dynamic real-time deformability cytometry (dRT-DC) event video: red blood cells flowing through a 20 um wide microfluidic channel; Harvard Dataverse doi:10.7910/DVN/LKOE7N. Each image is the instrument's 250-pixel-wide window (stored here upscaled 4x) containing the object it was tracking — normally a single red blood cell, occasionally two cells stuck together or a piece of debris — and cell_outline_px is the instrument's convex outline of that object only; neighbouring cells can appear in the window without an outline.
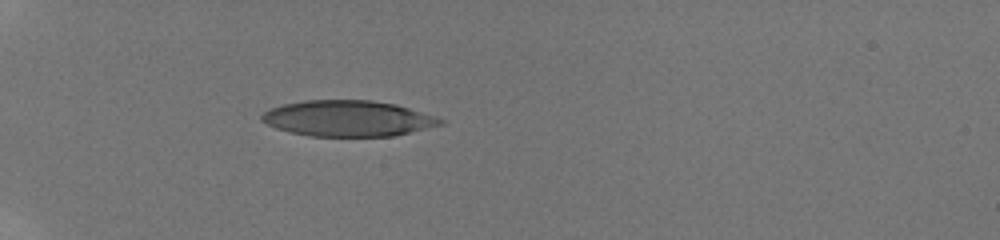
{"species": "human", "species_latin": "Homo sapiens", "temperature_condition": "room temperature", "stored_images_in_passage": 12, "camera_frame_rate_fps": 3000, "um_per_image_px": 0.085, "donor": {"sex": "male"}, "frame": {"image": 1, "passage_image": 4, "time_ms": 1.0, "image_size_px": [1000, 240], "cell_outline_px": [[444, 124], [392, 136], [308, 136], [276, 128], [260, 120], [260, 116], [264, 112], [272, 108], [284, 104], [304, 100], [372, 100], [396, 104], [444, 120]], "centroid_in_image_um": [29.54, 10.06], "position_along_channel_um": 55.5, "area_um2": 36.99}}
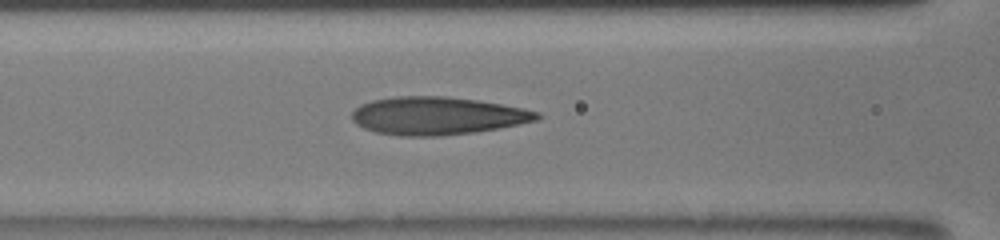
{"frame": {"image": 2, "passage_image": 9, "time_ms": 2.667, "image_size_px": [1000, 240], "cell_outline_px": [[540, 116], [536, 120], [500, 128], [476, 132], [440, 136], [400, 136], [376, 132], [364, 128], [356, 124], [352, 120], [352, 112], [360, 104], [372, 100], [396, 96], [444, 96], [476, 100], [524, 108], [540, 112]], "centroid_in_image_um": [37.15, 9.84], "position_along_channel_um": 129.5, "area_um2": 40.86}}
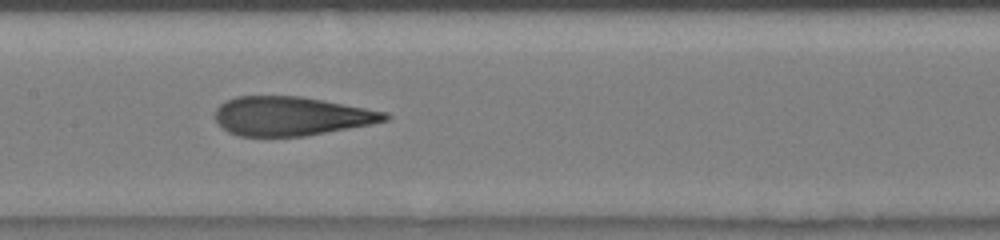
{"frame": {"image": 3, "passage_image": 11, "time_ms": 3.333, "image_size_px": [1000, 240], "cell_outline_px": [[392, 116], [388, 120], [372, 124], [304, 136], [240, 136], [228, 132], [216, 120], [216, 108], [220, 104], [236, 96], [300, 96], [324, 100], [388, 112]], "centroid_in_image_um": [24.79, 9.86], "position_along_channel_um": 182.6, "area_um2": 38.49}}